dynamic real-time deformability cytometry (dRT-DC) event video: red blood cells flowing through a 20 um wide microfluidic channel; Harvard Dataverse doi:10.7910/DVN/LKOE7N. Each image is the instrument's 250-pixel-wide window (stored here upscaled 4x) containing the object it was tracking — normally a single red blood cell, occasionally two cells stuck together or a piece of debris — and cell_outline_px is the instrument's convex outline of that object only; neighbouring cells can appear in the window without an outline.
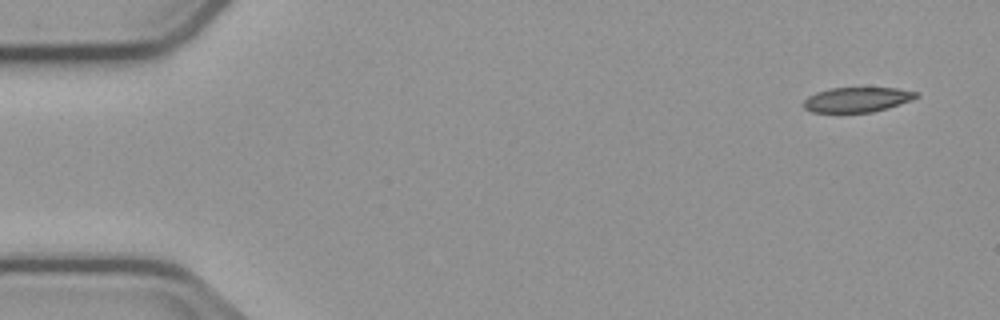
{"species": "common noctule bat (a hibernating species)", "species_latin": "Nyctalus noctula", "temperature_condition": "cold", "stored_images_in_passage": 6, "camera_frame_rate_fps": 3000, "um_per_image_px": 0.085, "animal": {"sex": "male", "body_mass_g": 23.1, "forearm_length_mm": 52.7}, "frame": {"image": 1, "passage_image": 1, "time_ms": 0.0, "image_size_px": [1000, 320], "cell_outline_px": [[920, 96], [888, 108], [872, 112], [812, 112], [804, 108], [804, 100], [808, 96], [816, 92], [828, 88], [896, 88], [916, 92]], "centroid_in_image_um": [72.82, 8.46], "position_along_channel_um": 12.2, "area_um2": 16.18}}
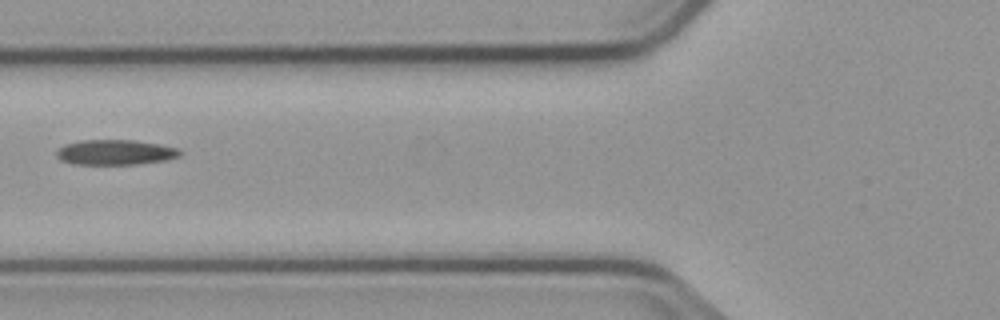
{"frame": {"image": 2, "passage_image": 5, "time_ms": 6.0, "image_size_px": [1000, 320], "cell_outline_px": [[184, 152], [180, 156], [164, 160], [136, 164], [72, 164], [60, 160], [56, 156], [56, 148], [64, 144], [80, 140], [132, 140], [160, 144], [176, 148]], "centroid_in_image_um": [9.75, 12.94], "position_along_channel_um": 116.1, "area_um2": 18.21}}
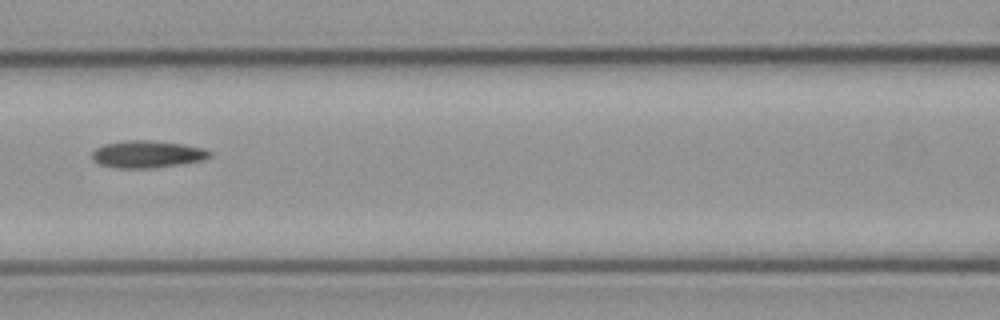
{"frame": {"image": 3, "passage_image": 6, "time_ms": 7.0, "image_size_px": [1000, 320], "cell_outline_px": [[212, 156], [200, 160], [152, 168], [116, 168], [100, 164], [92, 160], [92, 152], [96, 148], [104, 144], [128, 140], [148, 140], [184, 144], [204, 148], [212, 152]], "centroid_in_image_um": [12.49, 13.1], "position_along_channel_um": 154.1, "area_um2": 18.5}}